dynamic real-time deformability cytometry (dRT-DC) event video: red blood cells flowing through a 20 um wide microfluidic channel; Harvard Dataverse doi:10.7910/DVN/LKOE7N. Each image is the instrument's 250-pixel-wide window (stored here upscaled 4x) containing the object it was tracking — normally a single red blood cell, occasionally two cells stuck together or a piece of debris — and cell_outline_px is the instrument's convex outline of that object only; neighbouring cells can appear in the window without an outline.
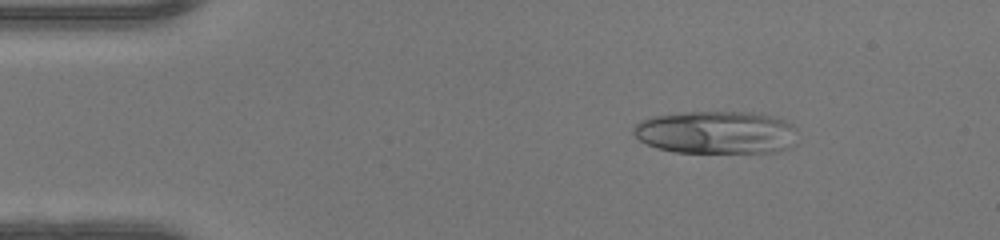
{"species": "human", "species_latin": "Homo sapiens", "temperature_condition": "warm", "stored_images_in_passage": 48, "camera_frame_rate_fps": 3000, "um_per_image_px": 0.085, "donor": {"sex": "female"}, "frame": {"image": 1, "passage_image": 7, "time_ms": 2.0, "image_size_px": [1000, 240], "cell_outline_px": [[796, 128], [792, 148], [772, 152], [672, 152], [656, 148], [640, 140], [632, 132], [632, 128], [640, 120], [652, 116], [684, 112], [752, 112], [772, 116], [784, 120], [792, 124]], "centroid_in_image_um": [60.86, 11.25], "position_along_channel_um": 24.1, "area_um2": 41.15}}
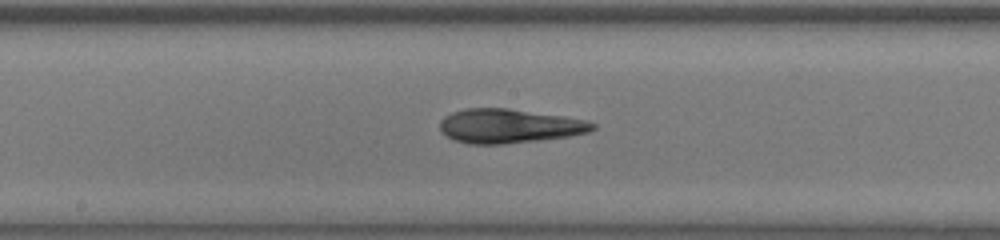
{"frame": {"image": 2, "passage_image": 25, "time_ms": 8.0, "image_size_px": [1000, 240], "cell_outline_px": [[596, 128], [588, 132], [568, 136], [540, 140], [504, 144], [468, 144], [456, 140], [440, 132], [440, 120], [444, 116], [452, 112], [464, 108], [508, 108], [564, 116], [588, 120], [596, 124]], "centroid_in_image_um": [43.27, 10.7], "position_along_channel_um": 204.9, "area_um2": 30.52}}
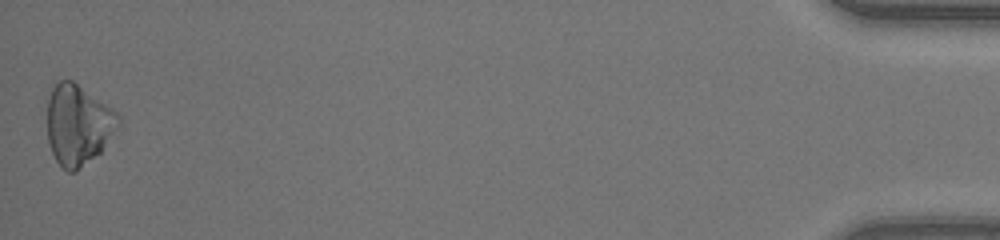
{"frame": {"image": 3, "passage_image": 48, "time_ms": 15.667, "image_size_px": [1000, 240], "cell_outline_px": [[120, 124], [100, 152], [76, 172], [68, 172], [60, 168], [52, 152], [48, 140], [48, 100], [52, 88], [60, 80], [72, 80], [112, 108], [120, 116]], "centroid_in_image_um": [6.63, 10.62], "position_along_channel_um": 428.6, "area_um2": 33.12}, "authors_computed_cell_mechanics": {"area_um2": 30.8941, "velocity_mm_per_s": 4.2368, "shape_relaxation_time_tau1_ms": 4.8004, "shape_relaxation_time_tau2_ms": 1.9892, "deformation_change_tau1": 0.2063, "deformation_change_tau2": 0.0847}}